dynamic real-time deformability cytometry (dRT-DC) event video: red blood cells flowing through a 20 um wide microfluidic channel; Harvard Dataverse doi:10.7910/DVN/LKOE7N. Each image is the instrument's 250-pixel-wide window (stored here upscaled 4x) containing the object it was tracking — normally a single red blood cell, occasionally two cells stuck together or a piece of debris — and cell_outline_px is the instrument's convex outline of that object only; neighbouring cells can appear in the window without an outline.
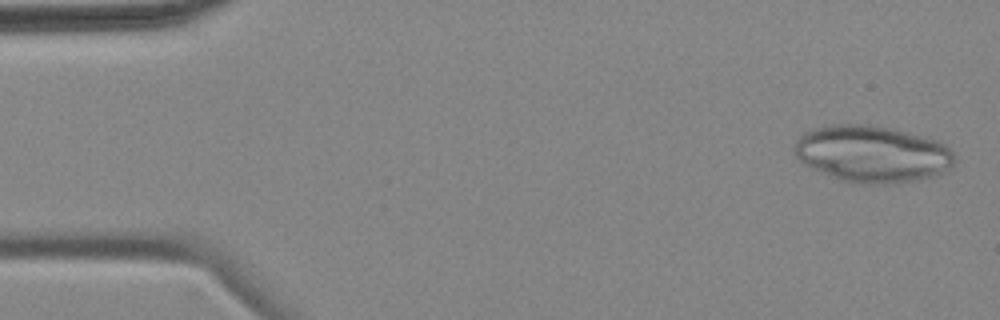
{"species": "common noctule bat (a hibernating species)", "species_latin": "Nyctalus noctula", "temperature_condition": "cold", "stored_images_in_passage": 5, "camera_frame_rate_fps": 3000, "um_per_image_px": 0.085, "animal": {"sex": "female", "body_mass_g": 18.4}, "frame": {"image": 1, "passage_image": 1, "time_ms": 0.0, "image_size_px": [1000, 320], "cell_outline_px": [[956, 160], [952, 168], [936, 176], [916, 180], [884, 184], [864, 184], [840, 180], [804, 164], [796, 156], [796, 140], [804, 132], [836, 124], [868, 124], [892, 128], [936, 140], [944, 144], [952, 152]], "centroid_in_image_um": [74.19, 13.09], "position_along_channel_um": 10.8, "area_um2": 52.71}}